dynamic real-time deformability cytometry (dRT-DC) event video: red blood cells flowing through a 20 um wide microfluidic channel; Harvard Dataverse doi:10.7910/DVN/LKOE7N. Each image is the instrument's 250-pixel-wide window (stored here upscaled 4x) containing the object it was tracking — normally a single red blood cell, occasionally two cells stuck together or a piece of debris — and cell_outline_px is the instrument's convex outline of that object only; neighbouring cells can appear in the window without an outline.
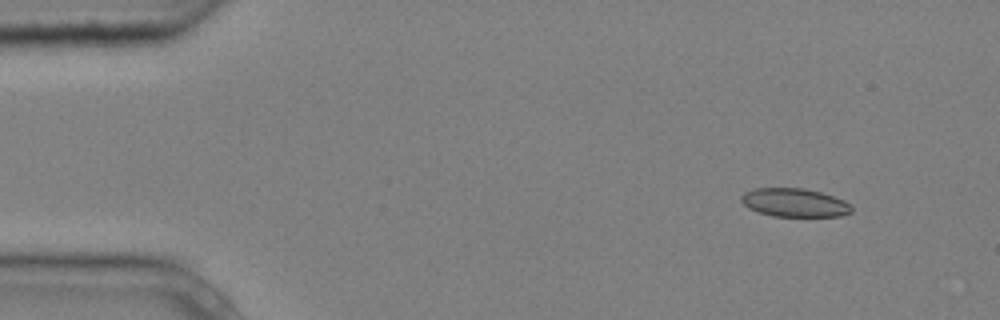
{"species": "common noctule bat (a hibernating species)", "species_latin": "Nyctalus noctula", "temperature_condition": "cold", "stored_images_in_passage": 6, "camera_frame_rate_fps": 3000, "um_per_image_px": 0.085, "animal": {"sex": "male", "body_mass_g": 20.4}, "frame": {"image": 1, "passage_image": 2, "time_ms": 0.333, "image_size_px": [1000, 320], "cell_outline_px": [[852, 212], [840, 216], [772, 216], [748, 208], [740, 200], [740, 196], [744, 192], [756, 188], [804, 188], [820, 192], [844, 200], [852, 208]], "centroid_in_image_um": [67.51, 17.22], "position_along_channel_um": 17.5, "area_um2": 18.21}}
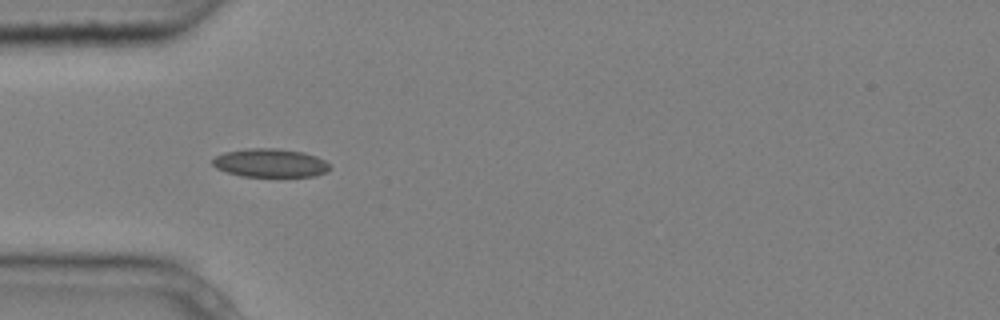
{"frame": {"image": 2, "passage_image": 5, "time_ms": 1.333, "image_size_px": [1000, 320], "cell_outline_px": [[332, 168], [328, 172], [316, 176], [240, 176], [216, 168], [212, 164], [212, 160], [216, 156], [224, 152], [248, 148], [276, 148], [304, 152], [316, 156], [324, 160]], "centroid_in_image_um": [22.99, 13.85], "position_along_channel_um": 62.0, "area_um2": 19.54}}
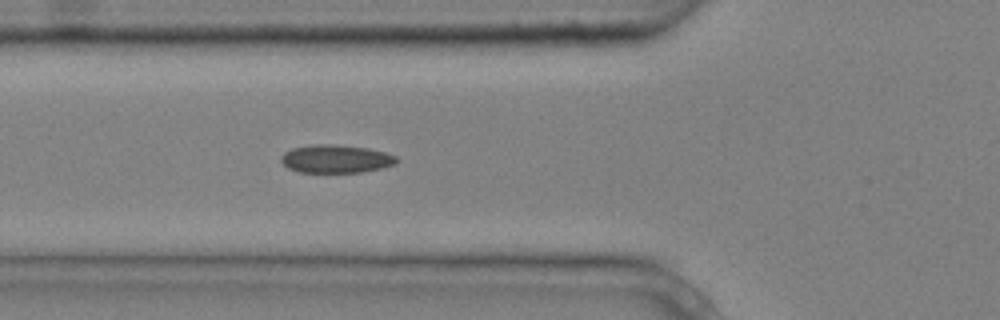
{"frame": {"image": 3, "passage_image": 6, "time_ms": 1.667, "image_size_px": [1000, 320], "cell_outline_px": [[396, 164], [380, 168], [360, 172], [300, 172], [288, 168], [280, 160], [280, 156], [284, 152], [292, 148], [312, 144], [328, 144], [368, 148], [384, 152], [396, 156]], "centroid_in_image_um": [28.51, 13.5], "position_along_channel_um": 97.3, "area_um2": 18.79}}